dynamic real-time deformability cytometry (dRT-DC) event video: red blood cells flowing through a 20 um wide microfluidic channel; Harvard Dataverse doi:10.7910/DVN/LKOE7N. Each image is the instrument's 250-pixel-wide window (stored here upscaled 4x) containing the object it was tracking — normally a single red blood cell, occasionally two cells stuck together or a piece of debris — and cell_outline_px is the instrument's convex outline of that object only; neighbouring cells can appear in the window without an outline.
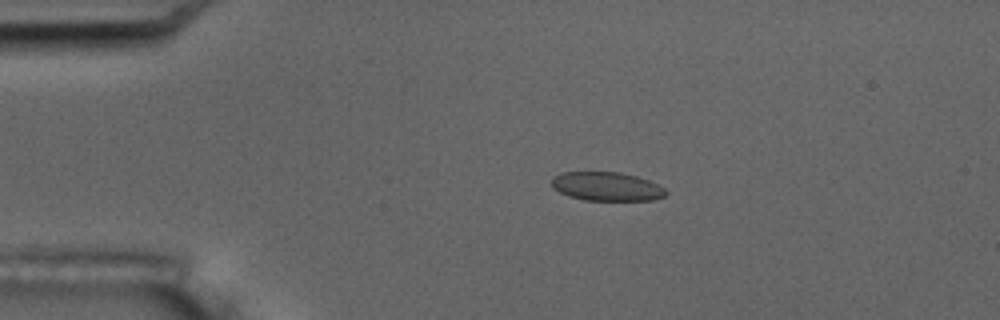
{"species": "common noctule bat (a hibernating species)", "species_latin": "Nyctalus noctula", "temperature_condition": "room temperature", "stored_images_in_passage": 8, "camera_frame_rate_fps": 3000, "um_per_image_px": 0.085, "animal": {"sex": "male", "body_mass_g": 17.5, "forearm_length_mm": 52.3}, "frame": {"image": 1, "passage_image": 2, "time_ms": 1.333, "image_size_px": [1000, 320], "cell_outline_px": [[668, 192], [664, 196], [652, 200], [584, 200], [568, 196], [552, 188], [552, 180], [560, 172], [620, 172], [636, 176], [648, 180], [664, 188]], "centroid_in_image_um": [51.56, 15.85], "position_along_channel_um": 33.4, "area_um2": 19.07}}
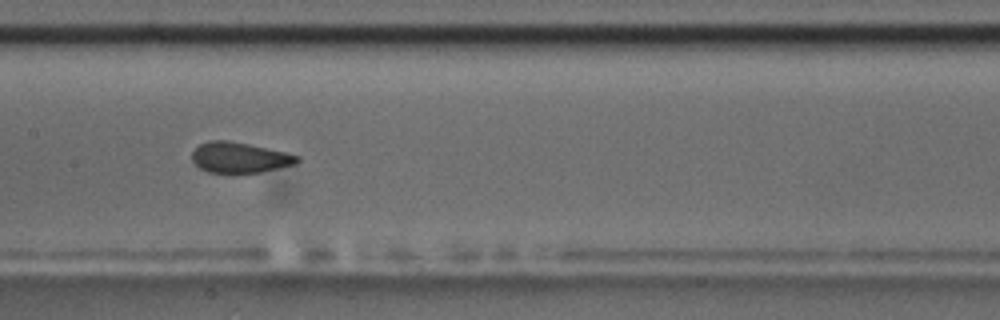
{"frame": {"image": 2, "passage_image": 7, "time_ms": 7.0, "image_size_px": [1000, 320], "cell_outline_px": [[300, 160], [296, 164], [260, 172], [232, 176], [208, 172], [200, 168], [192, 160], [192, 152], [200, 144], [208, 140], [228, 140], [288, 152], [300, 156]], "centroid_in_image_um": [20.37, 13.43], "position_along_channel_um": 187.0, "area_um2": 19.42}}